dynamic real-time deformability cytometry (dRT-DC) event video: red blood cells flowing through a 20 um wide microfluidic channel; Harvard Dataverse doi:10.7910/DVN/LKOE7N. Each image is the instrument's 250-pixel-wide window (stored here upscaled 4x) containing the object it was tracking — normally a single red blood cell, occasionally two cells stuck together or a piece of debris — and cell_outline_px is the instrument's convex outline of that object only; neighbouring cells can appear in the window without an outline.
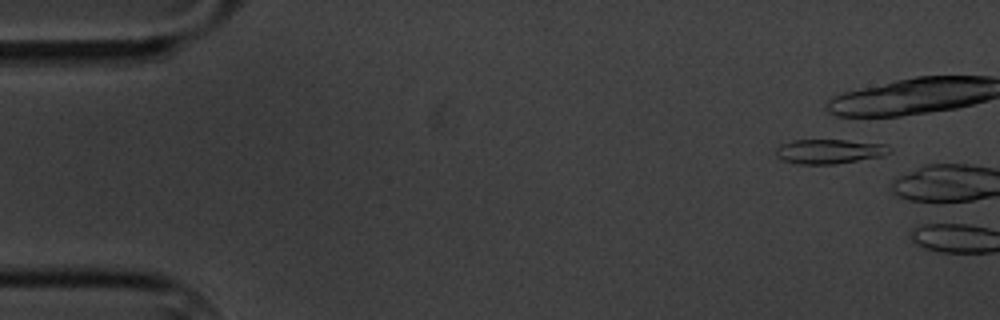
{"species": "common noctule bat (a hibernating species)", "species_latin": "Nyctalus noctula", "temperature_condition": "cold", "stored_images_in_passage": 2, "camera_frame_rate_fps": 3000, "um_per_image_px": 0.085, "animal": {"sex": "male", "body_mass_g": 20.1, "forearm_length_mm": 53.5}, "frame": {"image": 1, "passage_image": 1, "time_ms": 0.0, "image_size_px": [1000, 320], "cell_outline_px": [[892, 152], [884, 156], [836, 164], [796, 164], [784, 160], [776, 156], [776, 148], [780, 144], [792, 140], [844, 140], [884, 144], [892, 148]], "centroid_in_image_um": [70.51, 12.87], "position_along_channel_um": 14.5, "area_um2": 16.36}}